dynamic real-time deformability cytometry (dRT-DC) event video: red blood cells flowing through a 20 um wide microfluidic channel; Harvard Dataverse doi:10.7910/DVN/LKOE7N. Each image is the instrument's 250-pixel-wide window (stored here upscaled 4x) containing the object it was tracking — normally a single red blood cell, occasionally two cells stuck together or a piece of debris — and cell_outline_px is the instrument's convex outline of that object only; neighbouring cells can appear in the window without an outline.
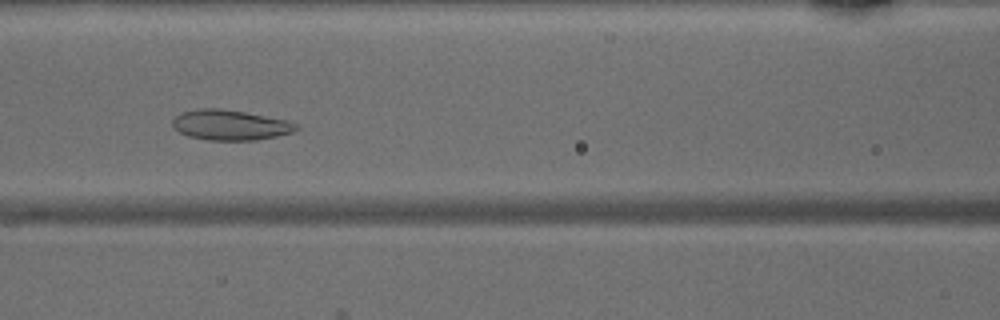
{"species": "common noctule bat (a hibernating species)", "species_latin": "Nyctalus noctula", "temperature_condition": "warm", "stored_images_in_passage": 34, "camera_frame_rate_fps": 3000, "um_per_image_px": 0.085, "animal": {"sex": "male", "body_mass_g": 15.6}, "frame": {"image": 1, "passage_image": 7, "time_ms": 2.0, "image_size_px": [1000, 320], "cell_outline_px": [[296, 128], [292, 132], [276, 136], [256, 140], [208, 140], [188, 136], [180, 132], [172, 124], [172, 120], [180, 112], [196, 108], [220, 108], [244, 112], [284, 120], [296, 124]], "centroid_in_image_um": [19.49, 10.62], "position_along_channel_um": 147.1, "area_um2": 21.5}}
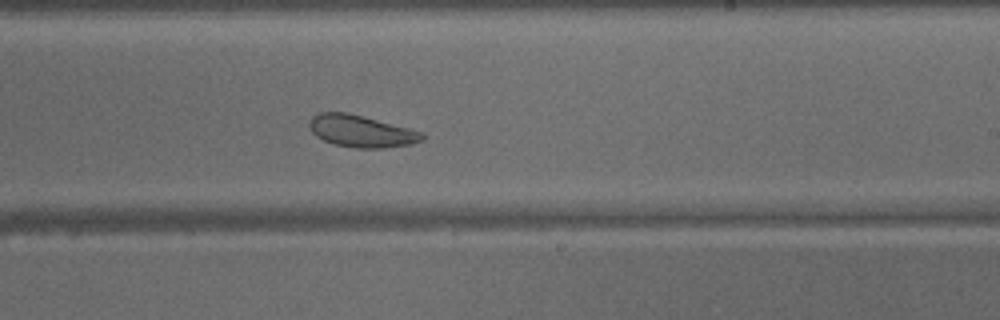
{"frame": {"image": 2, "passage_image": 15, "time_ms": 4.667, "image_size_px": [1000, 320], "cell_outline_px": [[424, 140], [408, 144], [384, 148], [356, 148], [332, 144], [316, 136], [312, 132], [308, 124], [312, 116], [320, 112], [344, 112], [424, 132]], "centroid_in_image_um": [30.67, 11.16], "position_along_channel_um": 258.3, "area_um2": 20.75}}
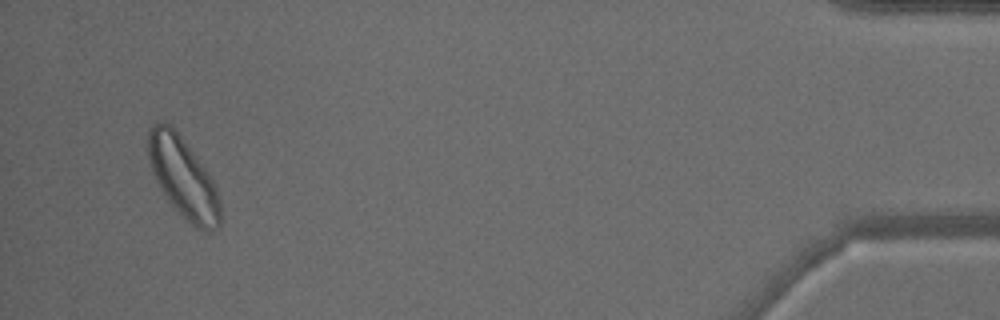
{"frame": {"image": 3, "passage_image": 32, "time_ms": 10.333, "image_size_px": [1000, 320], "cell_outline_px": [[220, 228], [212, 232], [204, 232], [192, 228], [168, 200], [160, 188], [152, 172], [148, 160], [148, 128], [156, 120], [172, 124], [208, 172], [216, 188], [220, 200]], "centroid_in_image_um": [15.57, 15.12], "position_along_channel_um": 419.6, "area_um2": 34.39}}